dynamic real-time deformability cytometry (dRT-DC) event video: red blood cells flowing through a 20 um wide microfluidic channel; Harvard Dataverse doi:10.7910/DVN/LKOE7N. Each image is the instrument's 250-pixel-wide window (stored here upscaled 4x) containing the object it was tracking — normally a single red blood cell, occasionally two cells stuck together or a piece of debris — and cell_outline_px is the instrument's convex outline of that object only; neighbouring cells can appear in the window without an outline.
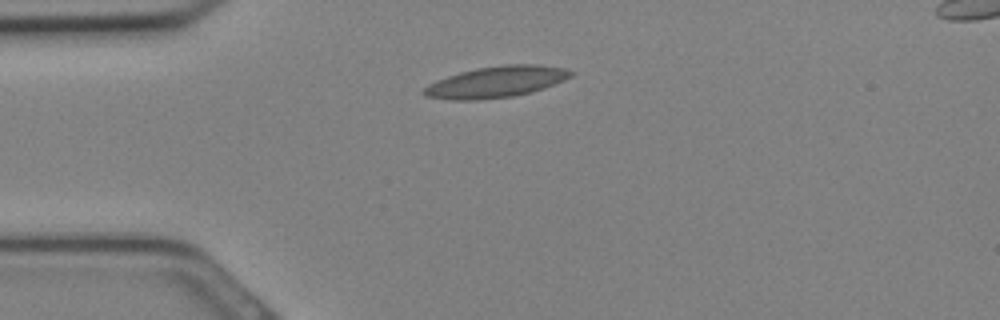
{"species": "Egyptian fruit bat (a non-hibernating species)", "species_latin": "Rousettus aegyptiacus", "temperature_condition": "cold", "stored_images_in_passage": 17, "camera_frame_rate_fps": 3000, "um_per_image_px": 0.085, "animal": {"sex": "female"}, "frame": {"image": 1, "passage_image": 2, "time_ms": 0.333, "image_size_px": [1000, 320], "cell_outline_px": [[572, 76], [564, 80], [544, 88], [532, 92], [512, 96], [476, 100], [452, 100], [424, 96], [420, 92], [428, 84], [436, 80], [460, 72], [476, 68], [508, 64], [536, 64], [564, 68], [572, 72]], "centroid_in_image_um": [42.14, 6.96], "position_along_channel_um": 42.9, "area_um2": 26.7}}
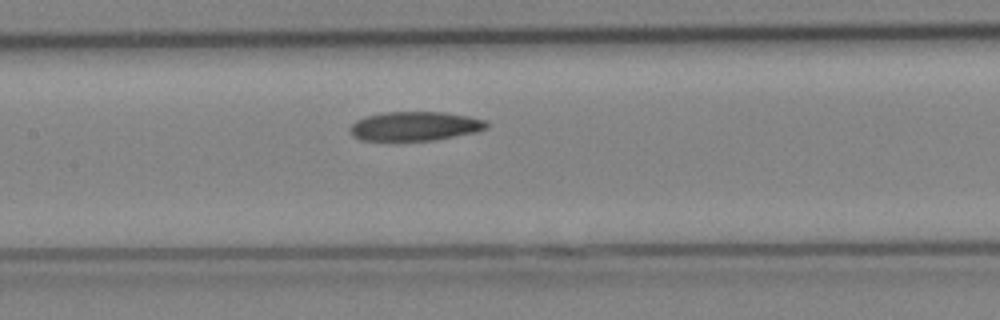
{"frame": {"image": 2, "passage_image": 9, "time_ms": 2.667, "image_size_px": [1000, 320], "cell_outline_px": [[488, 128], [476, 132], [432, 140], [360, 140], [352, 136], [348, 128], [356, 120], [364, 116], [384, 112], [444, 112], [468, 116], [484, 120], [488, 124]], "centroid_in_image_um": [35.23, 10.72], "position_along_channel_um": 172.2, "area_um2": 23.18}}
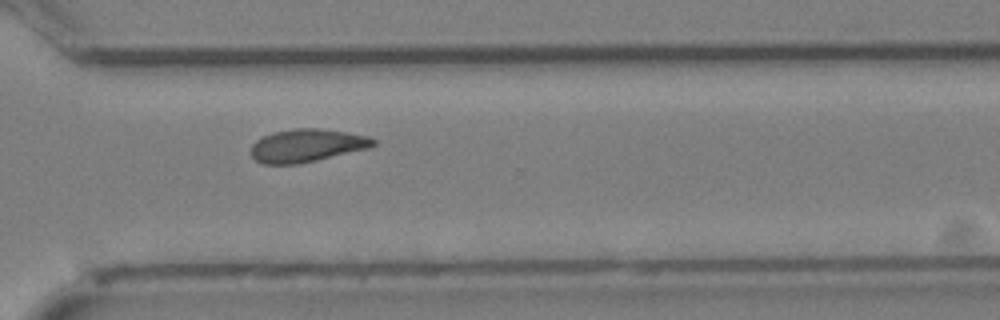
{"frame": {"image": 3, "passage_image": 17, "time_ms": 5.333, "image_size_px": [1000, 320], "cell_outline_px": [[376, 144], [368, 148], [300, 164], [260, 164], [252, 156], [252, 144], [256, 140], [272, 132], [296, 128], [320, 128], [368, 136], [376, 140]], "centroid_in_image_um": [26.06, 12.37], "position_along_channel_um": 344.5, "area_um2": 23.41}}